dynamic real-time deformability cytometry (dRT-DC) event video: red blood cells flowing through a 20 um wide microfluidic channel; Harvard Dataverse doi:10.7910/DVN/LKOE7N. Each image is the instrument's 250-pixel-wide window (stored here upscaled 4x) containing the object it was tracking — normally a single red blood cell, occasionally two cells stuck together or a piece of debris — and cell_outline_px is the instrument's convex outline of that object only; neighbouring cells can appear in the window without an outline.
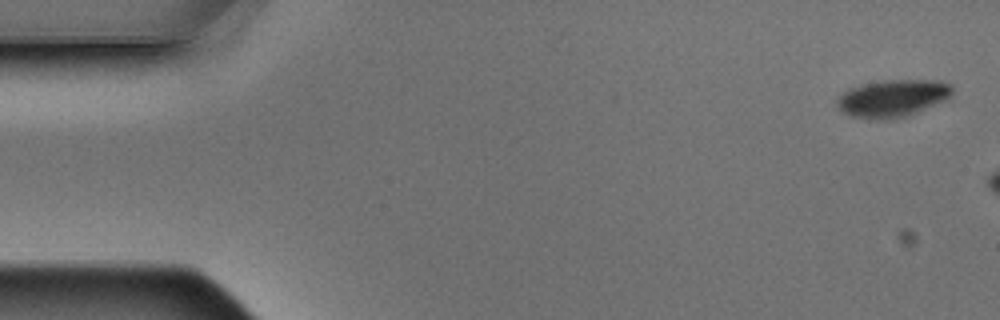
{"species": "Egyptian fruit bat (a non-hibernating species)", "species_latin": "Rousettus aegyptiacus", "temperature_condition": "warm", "stored_images_in_passage": 3, "camera_frame_rate_fps": 3000, "um_per_image_px": 0.085, "animal": {"sex": "male"}, "frame": {"image": 1, "passage_image": 1, "time_ms": 0.0, "image_size_px": [1000, 320], "cell_outline_px": [[952, 96], [948, 100], [908, 116], [892, 120], [872, 120], [848, 116], [836, 104], [836, 100], [848, 88], [864, 84], [884, 80], [940, 80], [952, 84]], "centroid_in_image_um": [75.91, 8.37], "position_along_channel_um": 9.1, "area_um2": 25.61}}